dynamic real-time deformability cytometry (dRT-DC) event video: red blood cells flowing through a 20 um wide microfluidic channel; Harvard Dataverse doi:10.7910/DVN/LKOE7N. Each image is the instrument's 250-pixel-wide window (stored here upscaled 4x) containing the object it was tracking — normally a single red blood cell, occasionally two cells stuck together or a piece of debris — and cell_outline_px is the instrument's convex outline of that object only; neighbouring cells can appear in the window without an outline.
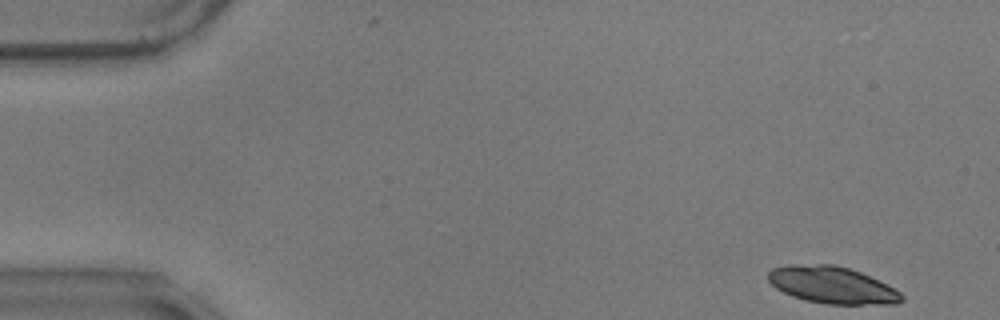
{"species": "common noctule bat (a hibernating species)", "species_latin": "Nyctalus noctula", "temperature_condition": "warm", "stored_images_in_passage": 8, "camera_frame_rate_fps": 3000, "um_per_image_px": 0.085, "animal": {"sex": "male", "body_mass_g": 17.9}, "frame": {"image": 1, "passage_image": 1, "time_ms": 0.0, "image_size_px": [1000, 320], "cell_outline_px": [[904, 300], [896, 304], [824, 304], [792, 296], [776, 288], [768, 280], [768, 272], [772, 268], [788, 264], [832, 264], [848, 268], [860, 272], [900, 292], [904, 296]], "centroid_in_image_um": [70.7, 24.22], "position_along_channel_um": 14.3, "area_um2": 28.5}}